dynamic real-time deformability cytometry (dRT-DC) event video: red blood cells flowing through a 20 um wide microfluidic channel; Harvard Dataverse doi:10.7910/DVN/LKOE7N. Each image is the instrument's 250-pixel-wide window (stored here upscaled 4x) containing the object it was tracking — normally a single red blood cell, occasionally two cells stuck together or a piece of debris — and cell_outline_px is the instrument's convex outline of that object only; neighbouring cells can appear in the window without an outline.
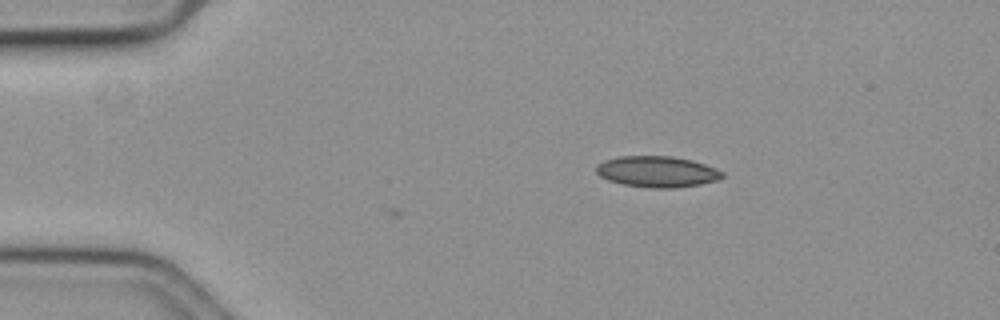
{"species": "common noctule bat (a hibernating species)", "species_latin": "Nyctalus noctula", "temperature_condition": "cold", "stored_images_in_passage": 7, "camera_frame_rate_fps": 3000, "um_per_image_px": 0.085, "animal": {"sex": "female", "body_mass_g": 19.3, "forearm_length_mm": 54.1}, "frame": {"image": 1, "passage_image": 1, "time_ms": 0.0, "image_size_px": [1000, 320], "cell_outline_px": [[724, 176], [716, 180], [700, 184], [676, 188], [652, 188], [624, 184], [608, 180], [600, 176], [596, 172], [596, 164], [604, 160], [620, 156], [672, 156], [692, 160], [716, 168], [724, 172]], "centroid_in_image_um": [55.85, 14.58], "position_along_channel_um": 29.2, "area_um2": 22.83}}